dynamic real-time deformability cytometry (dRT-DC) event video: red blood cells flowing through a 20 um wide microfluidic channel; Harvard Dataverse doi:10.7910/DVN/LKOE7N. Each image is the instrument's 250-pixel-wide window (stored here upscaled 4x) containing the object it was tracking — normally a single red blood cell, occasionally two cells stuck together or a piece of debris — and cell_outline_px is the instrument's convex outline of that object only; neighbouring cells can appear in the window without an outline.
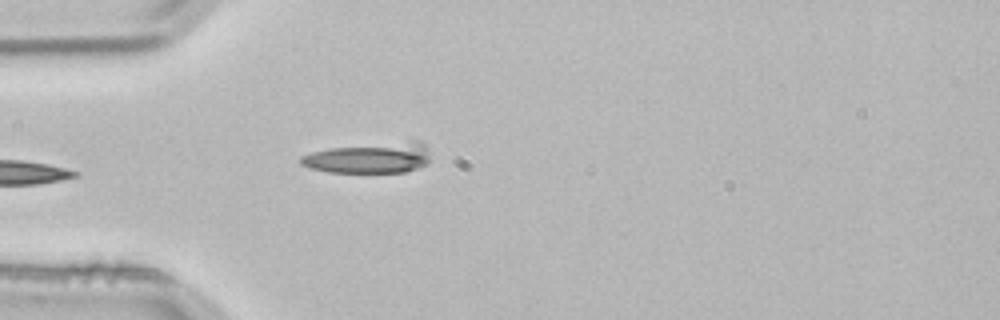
{"species": "common noctule bat (a hibernating species)", "species_latin": "Nyctalus noctula", "temperature_condition": "room temperature", "stored_images_in_passage": 3, "camera_frame_rate_fps": 3000, "um_per_image_px": 0.085, "animal": {"sex": "male", "body_mass_g": 21.5, "forearm_length_mm": 52.0}, "frame": {"image": 1, "passage_image": 3, "time_ms": 0.667, "image_size_px": [1000, 320], "cell_outline_px": [[428, 164], [404, 172], [328, 172], [312, 168], [300, 164], [300, 156], [312, 152], [332, 148], [412, 140], [420, 140], [424, 144], [428, 152]], "centroid_in_image_um": [31.42, 13.41], "position_along_channel_um": 53.6, "area_um2": 22.89}}